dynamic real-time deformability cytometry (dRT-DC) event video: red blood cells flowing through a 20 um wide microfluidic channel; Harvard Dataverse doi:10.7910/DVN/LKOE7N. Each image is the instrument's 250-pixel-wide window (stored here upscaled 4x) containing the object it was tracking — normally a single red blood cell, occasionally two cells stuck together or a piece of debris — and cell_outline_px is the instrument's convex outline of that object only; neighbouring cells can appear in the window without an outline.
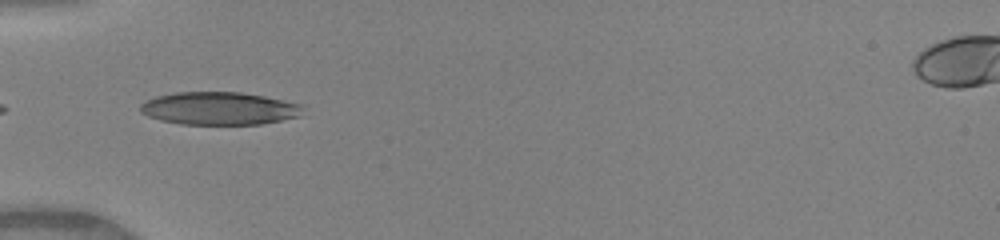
{"species": "human", "species_latin": "Homo sapiens", "temperature_condition": "warm", "stored_images_in_passage": 33, "camera_frame_rate_fps": 3000, "um_per_image_px": 0.085, "donor": {"sex": "female"}, "frame": {"image": 1, "passage_image": 1, "time_ms": 0.0, "image_size_px": [1000, 240], "cell_outline_px": [[300, 116], [260, 124], [180, 124], [160, 120], [148, 116], [140, 112], [140, 104], [156, 96], [176, 92], [240, 92], [264, 96], [300, 104]], "centroid_in_image_um": [18.57, 9.21], "position_along_channel_um": 66.4, "area_um2": 30.81}}
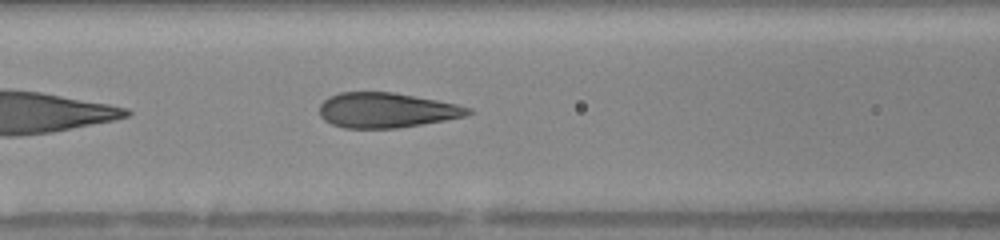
{"frame": {"image": 2, "passage_image": 6, "time_ms": 1.667, "image_size_px": [1000, 240], "cell_outline_px": [[472, 112], [464, 116], [444, 120], [396, 128], [344, 128], [332, 124], [324, 120], [320, 116], [320, 104], [328, 96], [340, 92], [392, 92], [436, 100], [456, 104], [472, 108]], "centroid_in_image_um": [32.8, 9.36], "position_along_channel_um": 133.8, "area_um2": 30.11}}
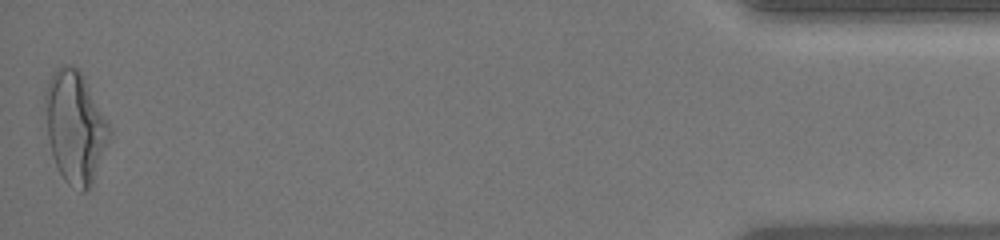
{"frame": {"image": 3, "passage_image": 33, "time_ms": 10.667, "image_size_px": [1000, 240], "cell_outline_px": [[112, 132], [92, 184], [84, 192], [80, 192], [68, 184], [64, 180], [56, 164], [52, 152], [48, 136], [44, 100], [44, 92], [48, 80], [52, 72], [60, 64], [72, 64], [80, 72], [108, 124]], "centroid_in_image_um": [6.36, 10.79], "position_along_channel_um": 428.8, "area_um2": 41.27}, "authors_computed_cell_mechanics": {"area_um2": 31.6744, "velocity_mm_per_s": 4.1628, "shape_relaxation_time_tau1_ms": 3.6798, "shape_relaxation_time_tau2_ms": null, "deformation_change_tau1": 0.1979, "deformation_change_tau2": null}}